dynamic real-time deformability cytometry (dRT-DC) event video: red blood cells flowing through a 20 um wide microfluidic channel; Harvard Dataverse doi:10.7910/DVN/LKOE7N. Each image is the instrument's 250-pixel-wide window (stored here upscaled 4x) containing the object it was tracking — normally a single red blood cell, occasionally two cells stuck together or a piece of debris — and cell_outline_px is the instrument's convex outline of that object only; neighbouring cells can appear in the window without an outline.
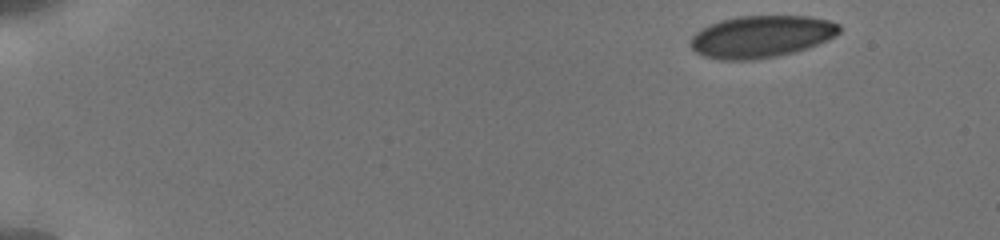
{"species": "human", "species_latin": "Homo sapiens", "temperature_condition": "cold", "stored_images_in_passage": 38, "camera_frame_rate_fps": 3000, "um_per_image_px": 0.085, "donor": {"sex": "male"}, "frame": {"image": 1, "passage_image": 1, "time_ms": 0.0, "image_size_px": [1000, 240], "cell_outline_px": [[840, 32], [828, 40], [808, 48], [796, 52], [776, 56], [752, 60], [720, 60], [704, 56], [696, 52], [688, 44], [692, 36], [700, 28], [720, 20], [740, 16], [808, 16], [828, 20], [840, 24]], "centroid_in_image_um": [64.69, 3.11], "position_along_channel_um": 20.3, "area_um2": 36.7}}
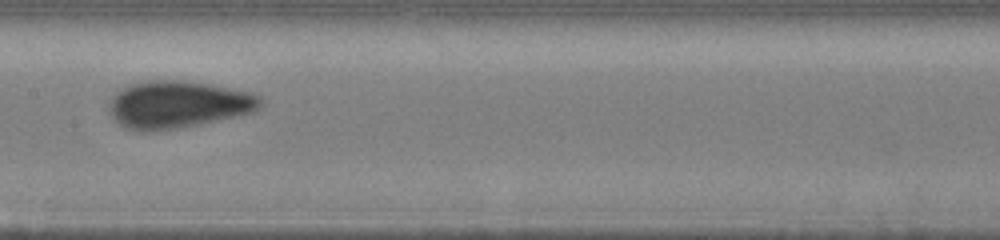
{"frame": {"image": 2, "passage_image": 22, "time_ms": 8.0, "image_size_px": [1000, 240], "cell_outline_px": [[264, 104], [260, 108], [252, 112], [200, 124], [176, 128], [148, 132], [140, 132], [128, 128], [120, 124], [112, 116], [112, 96], [116, 92], [128, 84], [148, 80], [180, 80], [208, 84], [248, 92], [260, 96], [264, 100]], "centroid_in_image_um": [15.15, 8.88], "position_along_channel_um": 192.3, "area_um2": 41.33}}
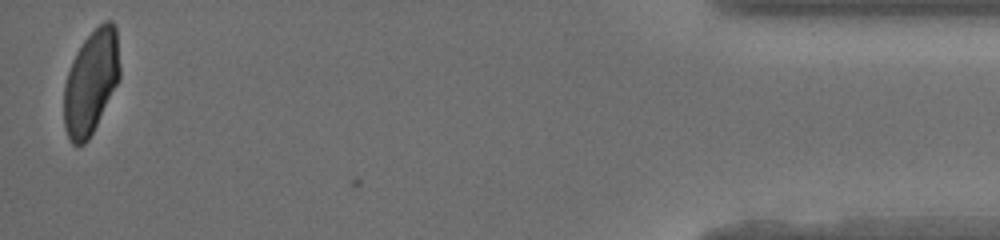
{"frame": {"image": 3, "passage_image": 38, "time_ms": 16.0, "image_size_px": [1000, 240], "cell_outline_px": [[120, 80], [88, 140], [84, 144], [72, 144], [64, 128], [64, 84], [72, 60], [76, 52], [84, 40], [104, 20], [112, 20], [116, 28], [120, 68]], "centroid_in_image_um": [7.74, 6.97], "position_along_channel_um": 427.5, "area_um2": 33.87}, "authors_computed_cell_mechanics": {"area_um2": 39.4485, "velocity_mm_per_s": 3.8381, "shape_relaxation_time_tau1_ms": 4.5533, "shape_relaxation_time_tau2_ms": null, "deformation_change_tau1": 0.1149, "deformation_change_tau2": null}}